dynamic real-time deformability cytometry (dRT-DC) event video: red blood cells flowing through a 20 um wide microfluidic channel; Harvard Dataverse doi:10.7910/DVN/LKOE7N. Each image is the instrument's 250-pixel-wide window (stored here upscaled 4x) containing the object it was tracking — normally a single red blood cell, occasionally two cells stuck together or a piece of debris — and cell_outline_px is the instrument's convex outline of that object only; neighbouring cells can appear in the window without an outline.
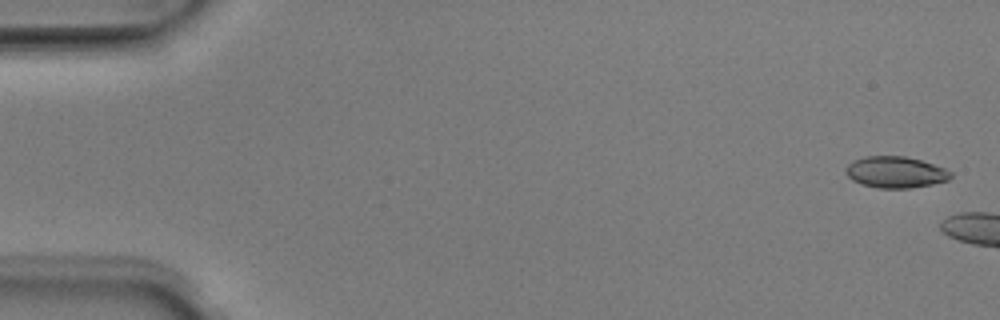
{"species": "Egyptian fruit bat (a non-hibernating species)", "species_latin": "Rousettus aegyptiacus", "temperature_condition": "room temperature", "stored_images_in_passage": 6, "camera_frame_rate_fps": 3000, "um_per_image_px": 0.085, "animal": {"sex": "male"}, "frame": {"image": 1, "passage_image": 2, "time_ms": 0.333, "image_size_px": [1000, 320], "cell_outline_px": [[952, 176], [948, 180], [932, 184], [912, 188], [876, 188], [860, 184], [852, 180], [844, 172], [844, 168], [852, 160], [864, 156], [904, 156], [920, 160], [944, 168], [952, 172]], "centroid_in_image_um": [76.07, 14.64], "position_along_channel_um": 8.9, "area_um2": 19.36}}